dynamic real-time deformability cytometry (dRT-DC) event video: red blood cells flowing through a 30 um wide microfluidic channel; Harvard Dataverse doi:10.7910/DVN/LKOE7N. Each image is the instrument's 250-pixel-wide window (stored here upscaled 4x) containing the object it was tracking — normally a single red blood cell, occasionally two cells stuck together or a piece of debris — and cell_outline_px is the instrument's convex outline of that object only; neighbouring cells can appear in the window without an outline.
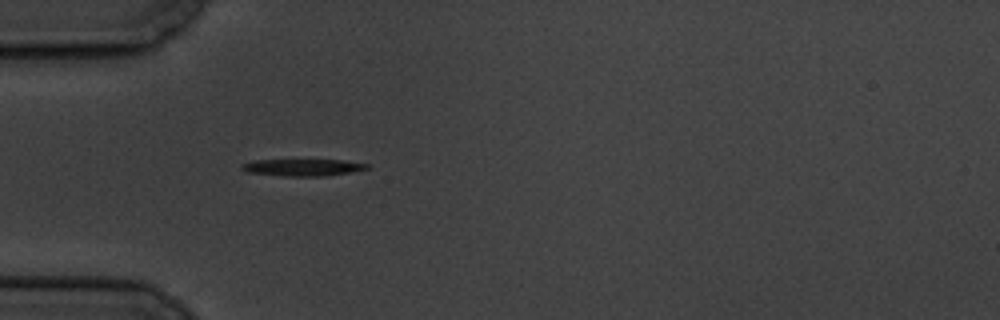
{"species": "common noctule bat (a hibernating species)", "species_latin": "Nyctalus noctula", "temperature_condition": "cold", "stored_images_in_passage": 1, "camera_frame_rate_fps": 3000, "um_per_image_px": 0.085, "animal": {"sex": "male", "body_mass_g": 19.5, "forearm_length_mm": 54.6}, "frame": {"image": 1, "passage_image": 1, "time_ms": 0.0, "image_size_px": [1000, 320], "cell_outline_px": [[372, 168], [324, 176], [284, 176], [248, 172], [240, 168], [240, 164], [252, 160], [344, 160], [368, 164]], "centroid_in_image_um": [25.71, 14.22], "position_along_channel_um": 59.3, "area_um2": 12.31}}